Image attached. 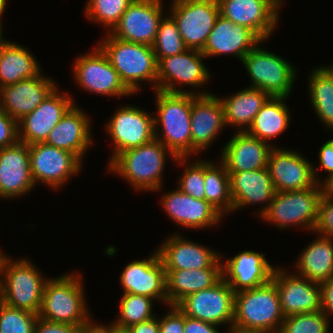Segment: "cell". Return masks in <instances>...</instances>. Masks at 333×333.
<instances>
[{"label": "cell", "mask_w": 333, "mask_h": 333, "mask_svg": "<svg viewBox=\"0 0 333 333\" xmlns=\"http://www.w3.org/2000/svg\"><path fill=\"white\" fill-rule=\"evenodd\" d=\"M221 259L209 268L165 270L167 306H176L186 296L214 286L222 278Z\"/></svg>", "instance_id": "4dcf8cb0"}, {"label": "cell", "mask_w": 333, "mask_h": 333, "mask_svg": "<svg viewBox=\"0 0 333 333\" xmlns=\"http://www.w3.org/2000/svg\"><path fill=\"white\" fill-rule=\"evenodd\" d=\"M270 96L264 91L247 87L229 97L220 98L226 126H237L245 132Z\"/></svg>", "instance_id": "d6a6232c"}, {"label": "cell", "mask_w": 333, "mask_h": 333, "mask_svg": "<svg viewBox=\"0 0 333 333\" xmlns=\"http://www.w3.org/2000/svg\"><path fill=\"white\" fill-rule=\"evenodd\" d=\"M81 333H110V325L96 324L93 320L82 327Z\"/></svg>", "instance_id": "f5cc1de1"}, {"label": "cell", "mask_w": 333, "mask_h": 333, "mask_svg": "<svg viewBox=\"0 0 333 333\" xmlns=\"http://www.w3.org/2000/svg\"><path fill=\"white\" fill-rule=\"evenodd\" d=\"M331 66H323L328 72L329 74L333 77V63H331Z\"/></svg>", "instance_id": "6125c7cd"}, {"label": "cell", "mask_w": 333, "mask_h": 333, "mask_svg": "<svg viewBox=\"0 0 333 333\" xmlns=\"http://www.w3.org/2000/svg\"><path fill=\"white\" fill-rule=\"evenodd\" d=\"M7 257V254L5 255L3 252L0 251V287H1V276H2V265L4 259Z\"/></svg>", "instance_id": "9f6ffc18"}, {"label": "cell", "mask_w": 333, "mask_h": 333, "mask_svg": "<svg viewBox=\"0 0 333 333\" xmlns=\"http://www.w3.org/2000/svg\"><path fill=\"white\" fill-rule=\"evenodd\" d=\"M224 127V111L219 97L212 93L197 95L191 107V155L209 148Z\"/></svg>", "instance_id": "cb8c5ba5"}, {"label": "cell", "mask_w": 333, "mask_h": 333, "mask_svg": "<svg viewBox=\"0 0 333 333\" xmlns=\"http://www.w3.org/2000/svg\"><path fill=\"white\" fill-rule=\"evenodd\" d=\"M264 253L244 250L232 258L222 260V278L234 292L252 289L268 283L275 267Z\"/></svg>", "instance_id": "d4e9b609"}, {"label": "cell", "mask_w": 333, "mask_h": 333, "mask_svg": "<svg viewBox=\"0 0 333 333\" xmlns=\"http://www.w3.org/2000/svg\"><path fill=\"white\" fill-rule=\"evenodd\" d=\"M157 62L161 58L180 54L187 50L174 20L167 16L162 19L152 45Z\"/></svg>", "instance_id": "ab89813d"}, {"label": "cell", "mask_w": 333, "mask_h": 333, "mask_svg": "<svg viewBox=\"0 0 333 333\" xmlns=\"http://www.w3.org/2000/svg\"><path fill=\"white\" fill-rule=\"evenodd\" d=\"M30 171L29 146L18 141L0 149V198L14 199L35 188Z\"/></svg>", "instance_id": "7402d4cb"}, {"label": "cell", "mask_w": 333, "mask_h": 333, "mask_svg": "<svg viewBox=\"0 0 333 333\" xmlns=\"http://www.w3.org/2000/svg\"><path fill=\"white\" fill-rule=\"evenodd\" d=\"M42 275L31 260L21 258L14 261L7 256L2 265L0 301L10 307L38 314L49 279Z\"/></svg>", "instance_id": "8992f818"}, {"label": "cell", "mask_w": 333, "mask_h": 333, "mask_svg": "<svg viewBox=\"0 0 333 333\" xmlns=\"http://www.w3.org/2000/svg\"><path fill=\"white\" fill-rule=\"evenodd\" d=\"M329 320L322 310L286 316L279 333H329Z\"/></svg>", "instance_id": "60d3db41"}, {"label": "cell", "mask_w": 333, "mask_h": 333, "mask_svg": "<svg viewBox=\"0 0 333 333\" xmlns=\"http://www.w3.org/2000/svg\"><path fill=\"white\" fill-rule=\"evenodd\" d=\"M258 43L242 60L251 79L248 87L257 88L270 97H289L298 73L284 58L264 50Z\"/></svg>", "instance_id": "ba28073f"}, {"label": "cell", "mask_w": 333, "mask_h": 333, "mask_svg": "<svg viewBox=\"0 0 333 333\" xmlns=\"http://www.w3.org/2000/svg\"><path fill=\"white\" fill-rule=\"evenodd\" d=\"M228 330H229L228 331L229 333H260V332H252V331H243V330H239V329H236L233 327L229 328ZM228 332H226V333H228Z\"/></svg>", "instance_id": "6f0895ef"}, {"label": "cell", "mask_w": 333, "mask_h": 333, "mask_svg": "<svg viewBox=\"0 0 333 333\" xmlns=\"http://www.w3.org/2000/svg\"><path fill=\"white\" fill-rule=\"evenodd\" d=\"M85 14L91 22L108 27L110 32L134 0H87Z\"/></svg>", "instance_id": "f35d334b"}, {"label": "cell", "mask_w": 333, "mask_h": 333, "mask_svg": "<svg viewBox=\"0 0 333 333\" xmlns=\"http://www.w3.org/2000/svg\"><path fill=\"white\" fill-rule=\"evenodd\" d=\"M189 157H177L174 162L185 165L186 168L179 176L178 188L187 195L198 199L205 200V189H204V176H205V161L196 160L191 161L188 164ZM187 162V163H186Z\"/></svg>", "instance_id": "b9f144b4"}, {"label": "cell", "mask_w": 333, "mask_h": 333, "mask_svg": "<svg viewBox=\"0 0 333 333\" xmlns=\"http://www.w3.org/2000/svg\"><path fill=\"white\" fill-rule=\"evenodd\" d=\"M286 99V97H270L245 132L271 144L269 140L276 138L289 127L291 114L285 103Z\"/></svg>", "instance_id": "e575fe53"}, {"label": "cell", "mask_w": 333, "mask_h": 333, "mask_svg": "<svg viewBox=\"0 0 333 333\" xmlns=\"http://www.w3.org/2000/svg\"><path fill=\"white\" fill-rule=\"evenodd\" d=\"M218 325L185 316L183 333H221Z\"/></svg>", "instance_id": "681fc988"}, {"label": "cell", "mask_w": 333, "mask_h": 333, "mask_svg": "<svg viewBox=\"0 0 333 333\" xmlns=\"http://www.w3.org/2000/svg\"><path fill=\"white\" fill-rule=\"evenodd\" d=\"M310 75L308 89L311 106L322 124L333 130V77L323 66L314 68Z\"/></svg>", "instance_id": "8d00e7d4"}, {"label": "cell", "mask_w": 333, "mask_h": 333, "mask_svg": "<svg viewBox=\"0 0 333 333\" xmlns=\"http://www.w3.org/2000/svg\"><path fill=\"white\" fill-rule=\"evenodd\" d=\"M235 292L221 278L214 286L186 296L176 306L187 317L218 326L234 320ZM231 324V325H230Z\"/></svg>", "instance_id": "7c38bea8"}, {"label": "cell", "mask_w": 333, "mask_h": 333, "mask_svg": "<svg viewBox=\"0 0 333 333\" xmlns=\"http://www.w3.org/2000/svg\"><path fill=\"white\" fill-rule=\"evenodd\" d=\"M161 196V205L173 222L187 229H203L218 225L223 215L206 200H198L178 187Z\"/></svg>", "instance_id": "603a6c76"}, {"label": "cell", "mask_w": 333, "mask_h": 333, "mask_svg": "<svg viewBox=\"0 0 333 333\" xmlns=\"http://www.w3.org/2000/svg\"><path fill=\"white\" fill-rule=\"evenodd\" d=\"M125 106L118 107L107 121L106 132L114 145L109 163L119 153L155 139L154 115L137 106Z\"/></svg>", "instance_id": "4fadbf2b"}, {"label": "cell", "mask_w": 333, "mask_h": 333, "mask_svg": "<svg viewBox=\"0 0 333 333\" xmlns=\"http://www.w3.org/2000/svg\"><path fill=\"white\" fill-rule=\"evenodd\" d=\"M274 147L246 132H238L223 146L220 161L228 173H238L266 168Z\"/></svg>", "instance_id": "83f0119b"}, {"label": "cell", "mask_w": 333, "mask_h": 333, "mask_svg": "<svg viewBox=\"0 0 333 333\" xmlns=\"http://www.w3.org/2000/svg\"><path fill=\"white\" fill-rule=\"evenodd\" d=\"M323 194L333 197V175L322 182Z\"/></svg>", "instance_id": "db71d44e"}, {"label": "cell", "mask_w": 333, "mask_h": 333, "mask_svg": "<svg viewBox=\"0 0 333 333\" xmlns=\"http://www.w3.org/2000/svg\"><path fill=\"white\" fill-rule=\"evenodd\" d=\"M76 274L67 273L47 280L38 317L75 326H84L92 321L85 302L83 276Z\"/></svg>", "instance_id": "3957f363"}, {"label": "cell", "mask_w": 333, "mask_h": 333, "mask_svg": "<svg viewBox=\"0 0 333 333\" xmlns=\"http://www.w3.org/2000/svg\"><path fill=\"white\" fill-rule=\"evenodd\" d=\"M319 162L320 166L323 170H325L329 175L327 176L330 177L333 175V141L330 139L323 143L321 146L319 152Z\"/></svg>", "instance_id": "f907efd6"}, {"label": "cell", "mask_w": 333, "mask_h": 333, "mask_svg": "<svg viewBox=\"0 0 333 333\" xmlns=\"http://www.w3.org/2000/svg\"><path fill=\"white\" fill-rule=\"evenodd\" d=\"M128 329L131 333H159V320L155 316L152 319L135 324Z\"/></svg>", "instance_id": "816d5d0a"}, {"label": "cell", "mask_w": 333, "mask_h": 333, "mask_svg": "<svg viewBox=\"0 0 333 333\" xmlns=\"http://www.w3.org/2000/svg\"><path fill=\"white\" fill-rule=\"evenodd\" d=\"M261 41L249 28L219 15L201 52L206 58L229 54L242 62L245 55Z\"/></svg>", "instance_id": "4316f807"}, {"label": "cell", "mask_w": 333, "mask_h": 333, "mask_svg": "<svg viewBox=\"0 0 333 333\" xmlns=\"http://www.w3.org/2000/svg\"><path fill=\"white\" fill-rule=\"evenodd\" d=\"M229 177L233 211L262 203L264 206L257 213L260 217L268 209L276 193L268 167L229 173Z\"/></svg>", "instance_id": "f546056e"}, {"label": "cell", "mask_w": 333, "mask_h": 333, "mask_svg": "<svg viewBox=\"0 0 333 333\" xmlns=\"http://www.w3.org/2000/svg\"><path fill=\"white\" fill-rule=\"evenodd\" d=\"M162 1L134 0L108 33L123 41L152 46L164 18Z\"/></svg>", "instance_id": "2e32d148"}, {"label": "cell", "mask_w": 333, "mask_h": 333, "mask_svg": "<svg viewBox=\"0 0 333 333\" xmlns=\"http://www.w3.org/2000/svg\"><path fill=\"white\" fill-rule=\"evenodd\" d=\"M317 235L333 237V197L322 194L318 204V219L314 229Z\"/></svg>", "instance_id": "ee69618b"}, {"label": "cell", "mask_w": 333, "mask_h": 333, "mask_svg": "<svg viewBox=\"0 0 333 333\" xmlns=\"http://www.w3.org/2000/svg\"><path fill=\"white\" fill-rule=\"evenodd\" d=\"M165 280L157 250L149 258L128 263L120 275L123 293L139 294L167 304Z\"/></svg>", "instance_id": "ffe728a7"}, {"label": "cell", "mask_w": 333, "mask_h": 333, "mask_svg": "<svg viewBox=\"0 0 333 333\" xmlns=\"http://www.w3.org/2000/svg\"><path fill=\"white\" fill-rule=\"evenodd\" d=\"M285 316L276 284L268 283L235 292L232 327L260 333H279Z\"/></svg>", "instance_id": "277c9868"}, {"label": "cell", "mask_w": 333, "mask_h": 333, "mask_svg": "<svg viewBox=\"0 0 333 333\" xmlns=\"http://www.w3.org/2000/svg\"><path fill=\"white\" fill-rule=\"evenodd\" d=\"M291 273L286 272L285 268L276 267L271 279L276 284L283 315L320 311V284Z\"/></svg>", "instance_id": "ac0fdd59"}, {"label": "cell", "mask_w": 333, "mask_h": 333, "mask_svg": "<svg viewBox=\"0 0 333 333\" xmlns=\"http://www.w3.org/2000/svg\"><path fill=\"white\" fill-rule=\"evenodd\" d=\"M26 47L7 41L0 47V88L36 77L41 65Z\"/></svg>", "instance_id": "1f68e13d"}, {"label": "cell", "mask_w": 333, "mask_h": 333, "mask_svg": "<svg viewBox=\"0 0 333 333\" xmlns=\"http://www.w3.org/2000/svg\"><path fill=\"white\" fill-rule=\"evenodd\" d=\"M57 87L52 78L41 72L33 78L0 88V110L17 122L36 107Z\"/></svg>", "instance_id": "44dd1931"}, {"label": "cell", "mask_w": 333, "mask_h": 333, "mask_svg": "<svg viewBox=\"0 0 333 333\" xmlns=\"http://www.w3.org/2000/svg\"><path fill=\"white\" fill-rule=\"evenodd\" d=\"M110 333H131V332L128 328L118 327L111 322Z\"/></svg>", "instance_id": "11a10c76"}, {"label": "cell", "mask_w": 333, "mask_h": 333, "mask_svg": "<svg viewBox=\"0 0 333 333\" xmlns=\"http://www.w3.org/2000/svg\"><path fill=\"white\" fill-rule=\"evenodd\" d=\"M220 15L252 30L266 41L278 24L279 11L268 0H217Z\"/></svg>", "instance_id": "d6986e66"}, {"label": "cell", "mask_w": 333, "mask_h": 333, "mask_svg": "<svg viewBox=\"0 0 333 333\" xmlns=\"http://www.w3.org/2000/svg\"><path fill=\"white\" fill-rule=\"evenodd\" d=\"M38 318V314L0 301V333H33Z\"/></svg>", "instance_id": "7bdbcfd3"}, {"label": "cell", "mask_w": 333, "mask_h": 333, "mask_svg": "<svg viewBox=\"0 0 333 333\" xmlns=\"http://www.w3.org/2000/svg\"><path fill=\"white\" fill-rule=\"evenodd\" d=\"M164 270H191L209 268L220 258V253L178 233L169 236L157 249Z\"/></svg>", "instance_id": "484cf974"}, {"label": "cell", "mask_w": 333, "mask_h": 333, "mask_svg": "<svg viewBox=\"0 0 333 333\" xmlns=\"http://www.w3.org/2000/svg\"><path fill=\"white\" fill-rule=\"evenodd\" d=\"M298 151L274 147L268 169L276 192L303 190L322 184L316 166Z\"/></svg>", "instance_id": "9a60e30c"}, {"label": "cell", "mask_w": 333, "mask_h": 333, "mask_svg": "<svg viewBox=\"0 0 333 333\" xmlns=\"http://www.w3.org/2000/svg\"><path fill=\"white\" fill-rule=\"evenodd\" d=\"M58 86L36 107L18 121L20 142L32 145L44 143L50 131L75 104L68 92L63 95Z\"/></svg>", "instance_id": "e0dca14e"}, {"label": "cell", "mask_w": 333, "mask_h": 333, "mask_svg": "<svg viewBox=\"0 0 333 333\" xmlns=\"http://www.w3.org/2000/svg\"><path fill=\"white\" fill-rule=\"evenodd\" d=\"M323 194L322 184H316L303 190L276 192L268 209L260 219L287 229L291 226H302L314 231L318 219V204ZM293 225V226H292Z\"/></svg>", "instance_id": "52a82bcc"}, {"label": "cell", "mask_w": 333, "mask_h": 333, "mask_svg": "<svg viewBox=\"0 0 333 333\" xmlns=\"http://www.w3.org/2000/svg\"><path fill=\"white\" fill-rule=\"evenodd\" d=\"M28 146L30 171L35 185L41 182L53 189H60L81 171L82 161L69 151L46 143Z\"/></svg>", "instance_id": "5bb4252c"}, {"label": "cell", "mask_w": 333, "mask_h": 333, "mask_svg": "<svg viewBox=\"0 0 333 333\" xmlns=\"http://www.w3.org/2000/svg\"><path fill=\"white\" fill-rule=\"evenodd\" d=\"M321 289V310L329 317L333 315V278L319 283Z\"/></svg>", "instance_id": "c3c4849f"}, {"label": "cell", "mask_w": 333, "mask_h": 333, "mask_svg": "<svg viewBox=\"0 0 333 333\" xmlns=\"http://www.w3.org/2000/svg\"><path fill=\"white\" fill-rule=\"evenodd\" d=\"M205 55L195 49H187L184 52L165 58L157 62V90L167 93H189L194 95H208L210 92L193 90L210 81V71L202 60ZM191 86L192 91L177 88ZM177 85V86H176Z\"/></svg>", "instance_id": "9c48e42d"}, {"label": "cell", "mask_w": 333, "mask_h": 333, "mask_svg": "<svg viewBox=\"0 0 333 333\" xmlns=\"http://www.w3.org/2000/svg\"><path fill=\"white\" fill-rule=\"evenodd\" d=\"M91 120L74 104L50 131L47 145L75 154L82 162L85 153L93 144Z\"/></svg>", "instance_id": "f1b7e54d"}, {"label": "cell", "mask_w": 333, "mask_h": 333, "mask_svg": "<svg viewBox=\"0 0 333 333\" xmlns=\"http://www.w3.org/2000/svg\"><path fill=\"white\" fill-rule=\"evenodd\" d=\"M7 0H0V17H2L3 12L7 6Z\"/></svg>", "instance_id": "91938a15"}, {"label": "cell", "mask_w": 333, "mask_h": 333, "mask_svg": "<svg viewBox=\"0 0 333 333\" xmlns=\"http://www.w3.org/2000/svg\"><path fill=\"white\" fill-rule=\"evenodd\" d=\"M204 189L205 200L223 216L230 212L233 213L230 177L221 161H219V164H215L210 160H205Z\"/></svg>", "instance_id": "d590c367"}, {"label": "cell", "mask_w": 333, "mask_h": 333, "mask_svg": "<svg viewBox=\"0 0 333 333\" xmlns=\"http://www.w3.org/2000/svg\"><path fill=\"white\" fill-rule=\"evenodd\" d=\"M169 15L188 49L202 51L220 15L217 0H173Z\"/></svg>", "instance_id": "30bf717a"}, {"label": "cell", "mask_w": 333, "mask_h": 333, "mask_svg": "<svg viewBox=\"0 0 333 333\" xmlns=\"http://www.w3.org/2000/svg\"><path fill=\"white\" fill-rule=\"evenodd\" d=\"M74 62L72 69L75 83L85 91L108 97L133 95L98 45L89 54L77 57Z\"/></svg>", "instance_id": "8fae6325"}, {"label": "cell", "mask_w": 333, "mask_h": 333, "mask_svg": "<svg viewBox=\"0 0 333 333\" xmlns=\"http://www.w3.org/2000/svg\"><path fill=\"white\" fill-rule=\"evenodd\" d=\"M154 93L157 108V116H154L155 139L176 157H190L191 107L192 101L197 95L167 93L159 90H154ZM157 126L159 129L161 127V131ZM160 132L162 133L160 134Z\"/></svg>", "instance_id": "7a4b0ae2"}, {"label": "cell", "mask_w": 333, "mask_h": 333, "mask_svg": "<svg viewBox=\"0 0 333 333\" xmlns=\"http://www.w3.org/2000/svg\"><path fill=\"white\" fill-rule=\"evenodd\" d=\"M278 11L281 8L282 0H268Z\"/></svg>", "instance_id": "680465c9"}, {"label": "cell", "mask_w": 333, "mask_h": 333, "mask_svg": "<svg viewBox=\"0 0 333 333\" xmlns=\"http://www.w3.org/2000/svg\"><path fill=\"white\" fill-rule=\"evenodd\" d=\"M18 141V122L0 110V149L12 146Z\"/></svg>", "instance_id": "bcb514c9"}, {"label": "cell", "mask_w": 333, "mask_h": 333, "mask_svg": "<svg viewBox=\"0 0 333 333\" xmlns=\"http://www.w3.org/2000/svg\"><path fill=\"white\" fill-rule=\"evenodd\" d=\"M83 326L46 321L38 318L33 333H81Z\"/></svg>", "instance_id": "7dc6e473"}, {"label": "cell", "mask_w": 333, "mask_h": 333, "mask_svg": "<svg viewBox=\"0 0 333 333\" xmlns=\"http://www.w3.org/2000/svg\"><path fill=\"white\" fill-rule=\"evenodd\" d=\"M106 33L98 46L125 86L135 94L141 88L140 82L146 81L153 91L157 90V60L152 46L123 41Z\"/></svg>", "instance_id": "5b68a950"}, {"label": "cell", "mask_w": 333, "mask_h": 333, "mask_svg": "<svg viewBox=\"0 0 333 333\" xmlns=\"http://www.w3.org/2000/svg\"><path fill=\"white\" fill-rule=\"evenodd\" d=\"M171 155V156H170ZM176 156L157 139L119 153L107 166L108 171L123 177L136 191L162 189L166 158Z\"/></svg>", "instance_id": "6da1fadb"}, {"label": "cell", "mask_w": 333, "mask_h": 333, "mask_svg": "<svg viewBox=\"0 0 333 333\" xmlns=\"http://www.w3.org/2000/svg\"><path fill=\"white\" fill-rule=\"evenodd\" d=\"M170 310L164 317H159V333H183L185 315L177 306H169Z\"/></svg>", "instance_id": "f6af8a7d"}, {"label": "cell", "mask_w": 333, "mask_h": 333, "mask_svg": "<svg viewBox=\"0 0 333 333\" xmlns=\"http://www.w3.org/2000/svg\"><path fill=\"white\" fill-rule=\"evenodd\" d=\"M316 237L299 254L295 274L320 283L333 278V237Z\"/></svg>", "instance_id": "836d02e7"}, {"label": "cell", "mask_w": 333, "mask_h": 333, "mask_svg": "<svg viewBox=\"0 0 333 333\" xmlns=\"http://www.w3.org/2000/svg\"><path fill=\"white\" fill-rule=\"evenodd\" d=\"M1 22H2V20H1V17H0V47L6 42L5 39H3V37H4V36L2 35V34H3V33H2V31H3V30H2V29H3V28H2V27H3V23H1Z\"/></svg>", "instance_id": "94428289"}, {"label": "cell", "mask_w": 333, "mask_h": 333, "mask_svg": "<svg viewBox=\"0 0 333 333\" xmlns=\"http://www.w3.org/2000/svg\"><path fill=\"white\" fill-rule=\"evenodd\" d=\"M153 301L155 299L132 293H123L119 302V315L113 324L129 328L135 324L154 318Z\"/></svg>", "instance_id": "74e56055"}]
</instances>
